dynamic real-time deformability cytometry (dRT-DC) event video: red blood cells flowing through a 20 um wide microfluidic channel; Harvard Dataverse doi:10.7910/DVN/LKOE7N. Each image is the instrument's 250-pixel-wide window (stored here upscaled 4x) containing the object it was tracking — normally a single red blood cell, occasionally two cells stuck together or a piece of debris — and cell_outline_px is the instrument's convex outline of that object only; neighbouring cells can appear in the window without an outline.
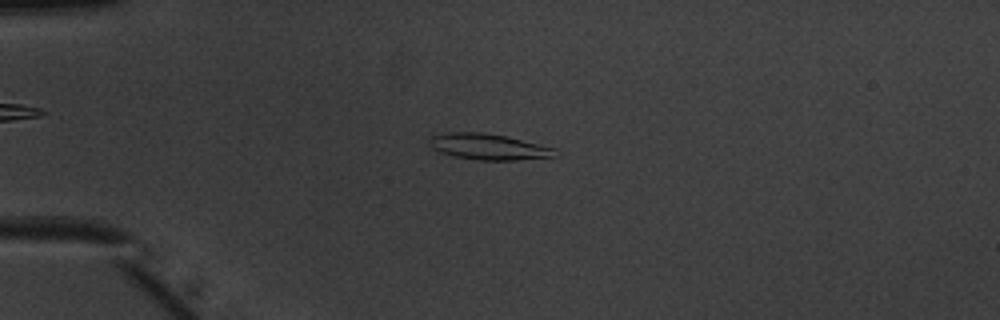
{"species": "common noctule bat (a hibernating species)", "species_latin": "Nyctalus noctula", "temperature_condition": "warm", "stored_images_in_passage": 51, "camera_frame_rate_fps": 3000, "um_per_image_px": 0.085, "animal": {"sex": "male", "body_mass_g": 20.1, "forearm_length_mm": 53.5}, "frame": {"image": 1, "passage_image": 13, "time_ms": 4.0, "image_size_px": [1000, 320], "cell_outline_px": [[560, 156], [516, 160], [476, 160], [456, 156], [440, 152], [432, 148], [428, 140], [432, 136], [448, 132], [484, 132], [508, 136], [556, 148], [560, 152]], "centroid_in_image_um": [41.61, 12.47], "position_along_channel_um": 43.4, "area_um2": 19.31}}
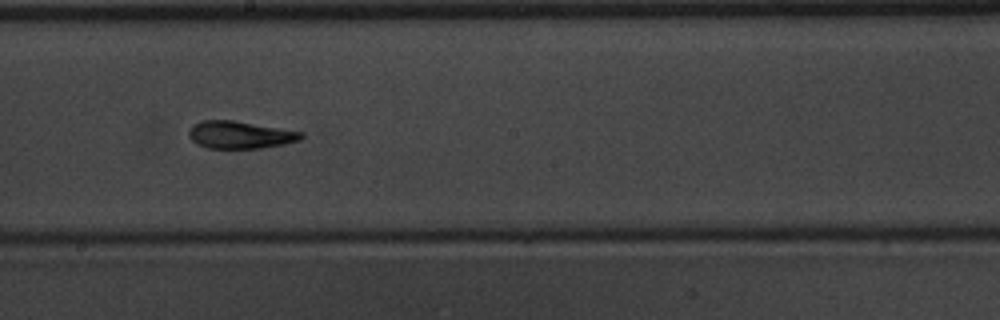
{"frame": {"image": 2, "passage_image": 29, "time_ms": 9.333, "image_size_px": [1000, 320], "cell_outline_px": [[304, 136], [300, 140], [284, 144], [260, 148], [208, 148], [196, 144], [188, 136], [188, 132], [196, 124], [204, 120], [232, 120], [304, 132]], "centroid_in_image_um": [20.43, 11.47], "position_along_channel_um": 227.8, "area_um2": 17.8}}
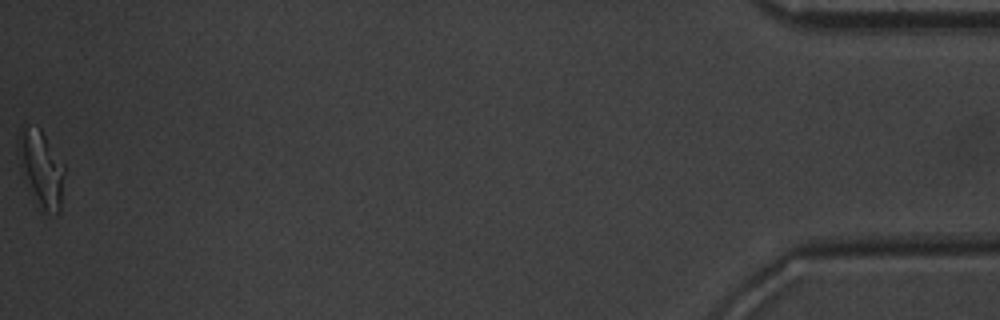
{"frame": {"image": 3, "passage_image": 51, "time_ms": 16.667, "image_size_px": [1000, 320], "cell_outline_px": [[64, 172], [60, 212], [56, 216], [40, 212], [20, 168], [16, 152], [16, 144], [24, 128], [40, 128], [64, 164]], "centroid_in_image_um": [3.51, 14.43], "position_along_channel_um": 431.7, "area_um2": 20.58}, "authors_computed_cell_mechanics": {"area_um2": 18.4382, "velocity_mm_per_s": 4.0003, "shape_relaxation_time_tau1_ms": 5.1198, "shape_relaxation_time_tau2_ms": 3.4587, "deformation_change_tau1": 0.2159, "deformation_change_tau2": 0.1125}}